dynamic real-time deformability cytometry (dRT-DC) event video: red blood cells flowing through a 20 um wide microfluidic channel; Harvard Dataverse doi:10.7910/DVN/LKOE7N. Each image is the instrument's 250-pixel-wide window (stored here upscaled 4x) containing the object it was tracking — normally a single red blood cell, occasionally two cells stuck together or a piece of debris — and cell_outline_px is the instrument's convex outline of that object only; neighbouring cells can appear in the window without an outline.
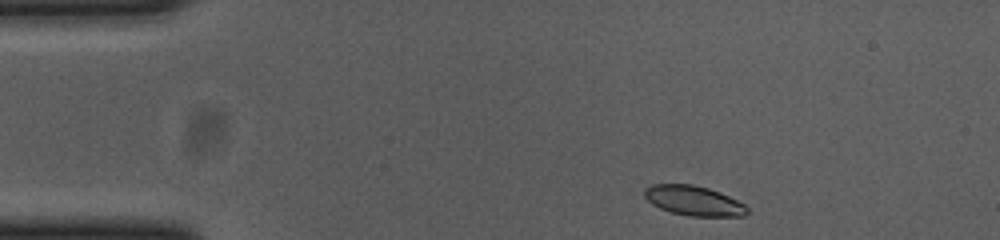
{"species": "common noctule bat (a hibernating species)", "species_latin": "Nyctalus noctula", "temperature_condition": "cold", "stored_images_in_passage": 47, "camera_frame_rate_fps": 3000, "um_per_image_px": 0.085, "animal": {"sex": "female", "body_mass_g": 23.0, "forearm_length_mm": 53.4}, "frame": {"image": 1, "passage_image": 1, "time_ms": 0.0, "image_size_px": [1000, 240], "cell_outline_px": [[748, 212], [744, 216], [688, 216], [672, 212], [660, 208], [652, 204], [644, 196], [644, 188], [652, 184], [692, 184], [708, 188], [720, 192], [744, 204], [748, 208]], "centroid_in_image_um": [58.95, 17.05], "position_along_channel_um": 26.0, "area_um2": 17.8}}
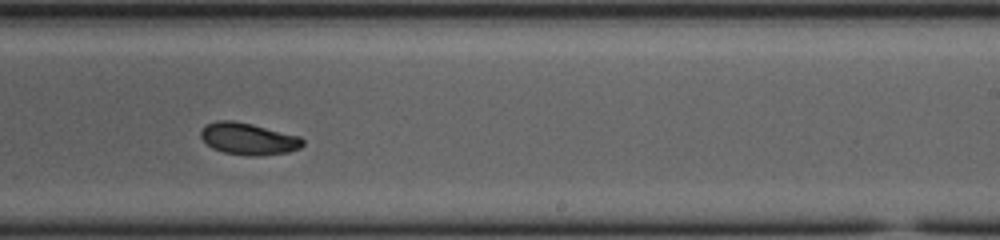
{"frame": {"image": 2, "passage_image": 26, "time_ms": 8.333, "image_size_px": [1000, 240], "cell_outline_px": [[304, 144], [300, 148], [288, 152], [260, 156], [248, 156], [224, 152], [212, 148], [200, 136], [200, 132], [204, 124], [216, 120], [232, 120], [252, 124], [300, 136], [304, 140]], "centroid_in_image_um": [21.11, 11.79], "position_along_channel_um": 267.9, "area_um2": 19.07}}
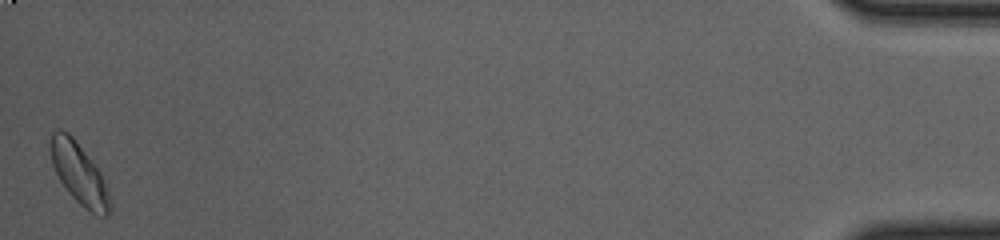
{"frame": {"image": 3, "passage_image": 47, "time_ms": 15.333, "image_size_px": [1000, 240], "cell_outline_px": [[112, 204], [108, 216], [96, 216], [84, 208], [68, 192], [60, 180], [52, 164], [48, 148], [48, 140], [52, 132], [56, 128], [60, 128], [68, 132], [72, 136], [100, 172], [104, 180]], "centroid_in_image_um": [6.69, 14.74], "position_along_channel_um": 428.5, "area_um2": 21.39}, "authors_computed_cell_mechanics": {"area_um2": 19.0162, "velocity_mm_per_s": 3.6847, "shape_relaxation_time_tau1_ms": 7.9839, "shape_relaxation_time_tau2_ms": 4.5766, "deformation_change_tau1": 0.1481, "deformation_change_tau2": 0.0754}}